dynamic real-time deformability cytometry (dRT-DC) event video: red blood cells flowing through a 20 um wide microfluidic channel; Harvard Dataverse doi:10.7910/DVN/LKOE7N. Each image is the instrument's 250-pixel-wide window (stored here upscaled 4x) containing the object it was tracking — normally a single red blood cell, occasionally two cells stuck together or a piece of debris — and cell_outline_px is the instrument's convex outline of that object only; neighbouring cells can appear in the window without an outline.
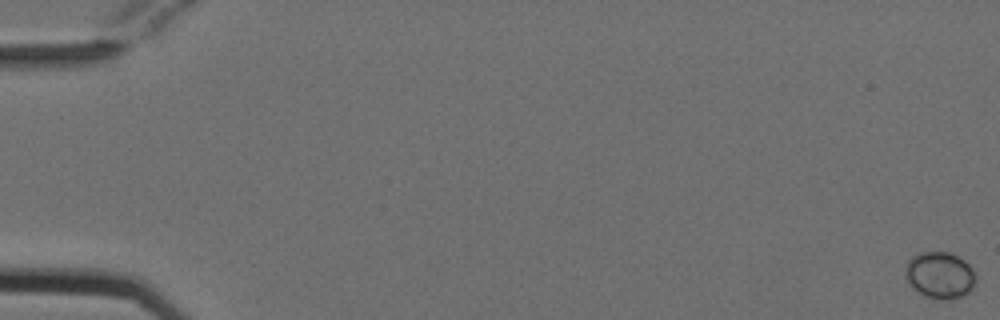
{"species": "Egyptian fruit bat (a non-hibernating species)", "species_latin": "Rousettus aegyptiacus", "temperature_condition": "cold", "stored_images_in_passage": 17, "camera_frame_rate_fps": 3000, "um_per_image_px": 0.085, "animal": {"sex": "female"}, "frame": {"image": 1, "passage_image": 1, "time_ms": 0.0, "image_size_px": [1000, 320], "cell_outline_px": [[976, 284], [968, 292], [960, 296], [948, 300], [940, 300], [928, 296], [920, 292], [908, 284], [904, 276], [904, 272], [908, 260], [916, 252], [948, 252], [964, 260], [976, 272]], "centroid_in_image_um": [79.88, 23.37], "position_along_channel_um": 5.1, "area_um2": 19.31}}
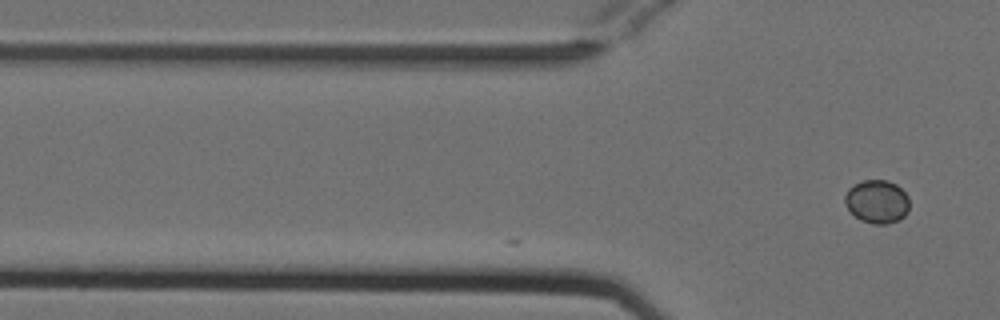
{"frame": {"image": 2, "passage_image": 17, "time_ms": 5.333, "image_size_px": [1000, 320], "cell_outline_px": [[908, 212], [900, 220], [888, 224], [872, 224], [860, 220], [844, 204], [844, 196], [848, 188], [864, 180], [888, 180], [896, 184], [908, 196]], "centroid_in_image_um": [74.55, 17.14], "position_along_channel_um": 51.3, "area_um2": 16.36}}